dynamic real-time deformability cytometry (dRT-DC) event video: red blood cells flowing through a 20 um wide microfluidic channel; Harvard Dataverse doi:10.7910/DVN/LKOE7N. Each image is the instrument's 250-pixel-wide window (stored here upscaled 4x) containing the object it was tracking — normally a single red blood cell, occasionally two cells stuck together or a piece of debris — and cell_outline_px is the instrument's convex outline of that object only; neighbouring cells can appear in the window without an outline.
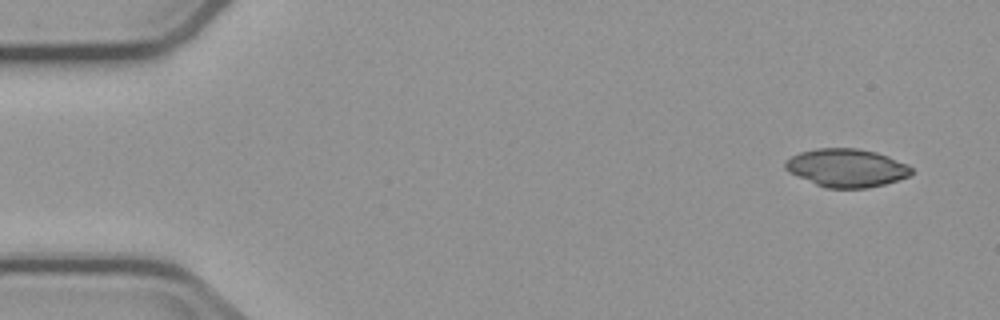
{"species": "common noctule bat (a hibernating species)", "species_latin": "Nyctalus noctula", "temperature_condition": "cold", "stored_images_in_passage": 7, "camera_frame_rate_fps": 3000, "um_per_image_px": 0.085, "animal": {"sex": "male", "body_mass_g": 23.1, "forearm_length_mm": 52.7}, "frame": {"image": 1, "passage_image": 1, "time_ms": 0.0, "image_size_px": [1000, 320], "cell_outline_px": [[912, 172], [908, 176], [884, 184], [864, 188], [824, 188], [796, 176], [788, 172], [784, 168], [784, 160], [800, 152], [816, 148], [856, 148], [876, 152], [888, 156], [908, 164], [912, 168]], "centroid_in_image_um": [71.91, 14.26], "position_along_channel_um": 13.1, "area_um2": 28.15}}